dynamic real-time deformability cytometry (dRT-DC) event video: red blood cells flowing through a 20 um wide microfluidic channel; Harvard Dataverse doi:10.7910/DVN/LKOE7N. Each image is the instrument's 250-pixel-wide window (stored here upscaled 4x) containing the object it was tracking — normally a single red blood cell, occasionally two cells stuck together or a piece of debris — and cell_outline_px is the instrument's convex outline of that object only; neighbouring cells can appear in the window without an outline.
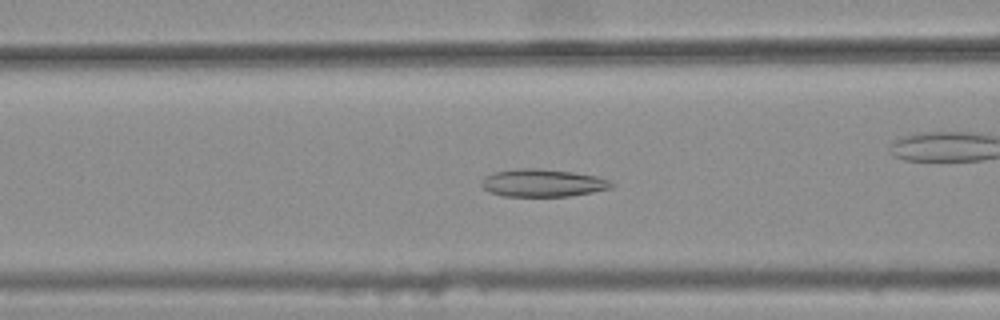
{"species": "common noctule bat (a hibernating species)", "species_latin": "Nyctalus noctula", "temperature_condition": "warm", "stored_images_in_passage": 36, "camera_frame_rate_fps": 3000, "um_per_image_px": 0.085, "animal": {"sex": "female", "body_mass_g": 25.1}, "frame": {"image": 1, "passage_image": 11, "time_ms": 3.333, "image_size_px": [1000, 320], "cell_outline_px": [[616, 184], [612, 188], [592, 192], [568, 196], [504, 196], [492, 192], [484, 188], [480, 184], [484, 176], [496, 172], [524, 168], [536, 168], [572, 172], [596, 176], [608, 180]], "centroid_in_image_um": [46.15, 15.55], "position_along_channel_um": 120.4, "area_um2": 20.69}, "authors_computed_cell_mechanics": {"area_um2": 20.0566, "velocity_mm_per_s": 3.7492, "shape_relaxation_time_tau1_ms": null, "shape_relaxation_time_tau2_ms": 2.8894, "deformation_change_tau1": null, "deformation_change_tau2": 0.0992}}